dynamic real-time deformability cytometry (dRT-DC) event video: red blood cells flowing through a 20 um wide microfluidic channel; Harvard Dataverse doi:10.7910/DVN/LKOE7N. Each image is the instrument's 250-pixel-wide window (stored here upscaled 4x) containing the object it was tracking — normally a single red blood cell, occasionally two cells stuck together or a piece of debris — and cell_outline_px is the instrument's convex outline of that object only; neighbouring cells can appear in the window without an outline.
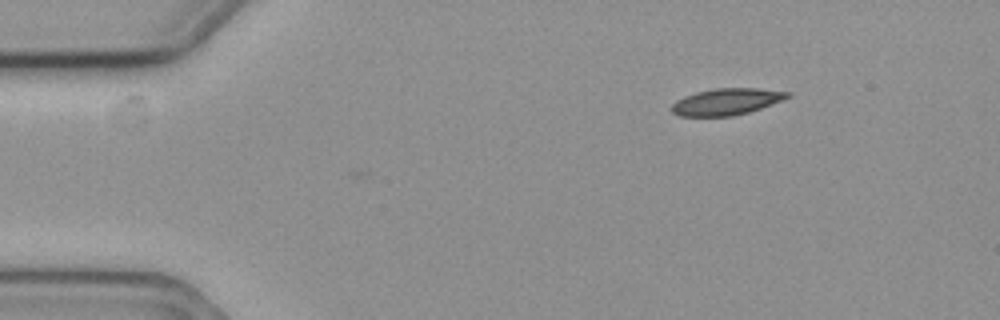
{"species": "common noctule bat (a hibernating species)", "species_latin": "Nyctalus noctula", "temperature_condition": "cold", "stored_images_in_passage": 2, "camera_frame_rate_fps": 3000, "um_per_image_px": 0.085, "animal": {"sex": "female", "body_mass_g": 19.3, "forearm_length_mm": 54.1}, "frame": {"image": 1, "passage_image": 1, "time_ms": 0.0, "image_size_px": [1000, 320], "cell_outline_px": [[792, 96], [760, 108], [748, 112], [732, 116], [680, 116], [672, 112], [672, 104], [676, 100], [684, 96], [696, 92], [716, 88], [756, 88], [792, 92]], "centroid_in_image_um": [61.75, 8.63], "position_along_channel_um": 23.2, "area_um2": 17.86}}